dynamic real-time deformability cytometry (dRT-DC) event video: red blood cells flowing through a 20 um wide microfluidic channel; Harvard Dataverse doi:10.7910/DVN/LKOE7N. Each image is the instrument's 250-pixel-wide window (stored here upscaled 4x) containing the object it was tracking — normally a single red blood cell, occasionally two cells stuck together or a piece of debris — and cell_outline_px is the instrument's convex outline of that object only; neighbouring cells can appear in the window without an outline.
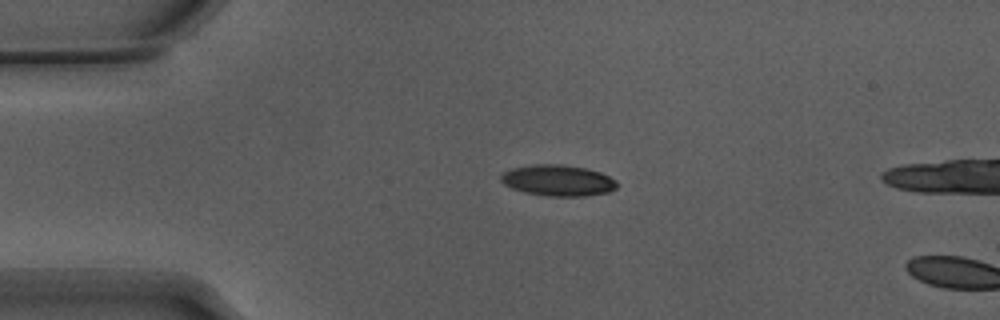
{"species": "Egyptian fruit bat (a non-hibernating species)", "species_latin": "Rousettus aegyptiacus", "temperature_condition": "warm", "stored_images_in_passage": 15, "camera_frame_rate_fps": 3000, "um_per_image_px": 0.085, "animal": {"sex": "male"}, "frame": {"image": 1, "passage_image": 13, "time_ms": 4.0, "image_size_px": [1000, 320], "cell_outline_px": [[616, 188], [608, 192], [584, 196], [548, 196], [524, 192], [512, 188], [504, 184], [500, 180], [500, 176], [504, 172], [512, 168], [536, 164], [560, 164], [588, 168], [600, 172], [616, 180]], "centroid_in_image_um": [47.42, 15.33], "position_along_channel_um": 37.6, "area_um2": 20.98}}